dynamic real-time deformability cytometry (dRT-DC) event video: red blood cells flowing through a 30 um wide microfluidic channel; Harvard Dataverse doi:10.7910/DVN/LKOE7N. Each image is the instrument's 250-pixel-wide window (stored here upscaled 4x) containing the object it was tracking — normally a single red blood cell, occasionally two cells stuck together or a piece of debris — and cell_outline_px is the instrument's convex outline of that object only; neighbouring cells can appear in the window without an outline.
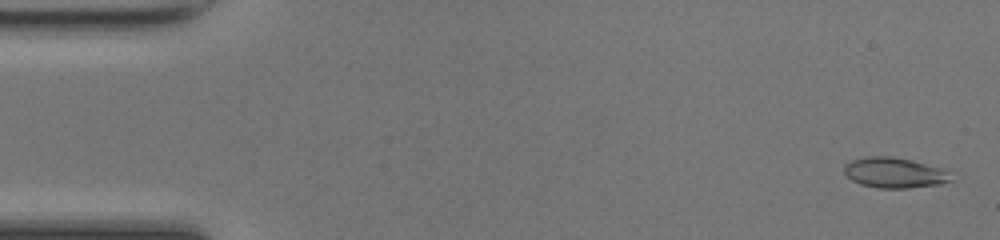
{"species": "common noctule bat (a hibernating species)", "species_latin": "Nyctalus noctula", "temperature_condition": "room temperature", "stored_images_in_passage": 48, "camera_frame_rate_fps": 3000, "um_per_image_px": 0.085, "animal": {"sex": "female", "body_mass_g": 17.0, "forearm_length_mm": 48.0}, "frame": {"image": 1, "passage_image": 2, "time_ms": 0.333, "image_size_px": [1000, 240], "cell_outline_px": [[952, 180], [940, 184], [908, 188], [876, 188], [860, 184], [852, 180], [844, 172], [844, 164], [852, 160], [868, 156], [892, 156], [912, 160], [940, 168]], "centroid_in_image_um": [75.95, 14.68], "position_along_channel_um": 9.0, "area_um2": 18.67}}
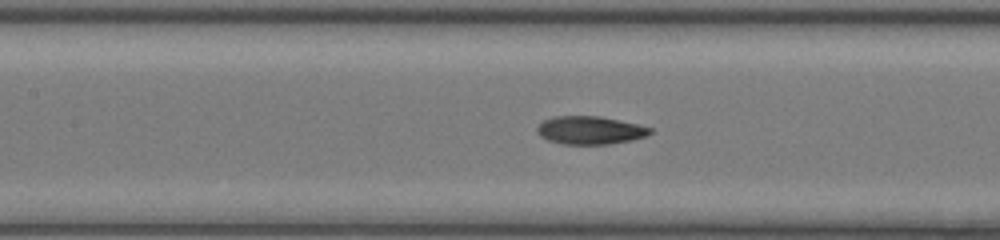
{"frame": {"image": 2, "passage_image": 22, "time_ms": 7.0, "image_size_px": [1000, 240], "cell_outline_px": [[652, 132], [648, 136], [632, 140], [608, 144], [560, 144], [548, 140], [540, 136], [536, 132], [536, 128], [544, 120], [552, 116], [600, 116], [636, 124], [652, 128]], "centroid_in_image_um": [50.14, 11.07], "position_along_channel_um": 157.3, "area_um2": 18.55}}
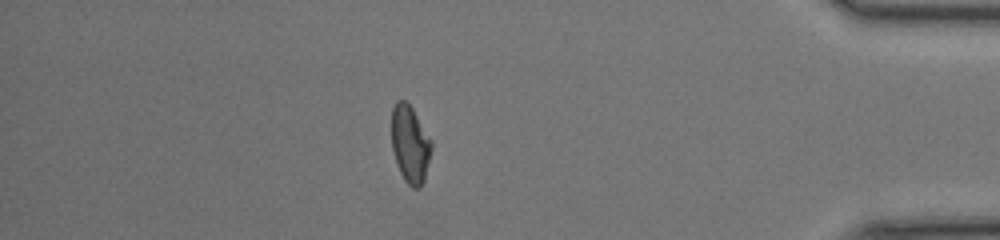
{"frame": {"image": 3, "passage_image": 42, "time_ms": 13.667, "image_size_px": [1000, 240], "cell_outline_px": [[432, 148], [424, 180], [420, 188], [412, 188], [404, 180], [396, 164], [392, 148], [392, 108], [396, 100], [404, 100], [412, 108], [432, 140]], "centroid_in_image_um": [34.86, 12.26], "position_along_channel_um": 400.3, "area_um2": 18.03}, "authors_computed_cell_mechanics": {"area_um2": 18.2937, "velocity_mm_per_s": 4.3114, "shape_relaxation_time_tau1_ms": 4.2405, "shape_relaxation_time_tau2_ms": 1.4078, "deformation_change_tau1": 0.1848, "deformation_change_tau2": 0.0728}}